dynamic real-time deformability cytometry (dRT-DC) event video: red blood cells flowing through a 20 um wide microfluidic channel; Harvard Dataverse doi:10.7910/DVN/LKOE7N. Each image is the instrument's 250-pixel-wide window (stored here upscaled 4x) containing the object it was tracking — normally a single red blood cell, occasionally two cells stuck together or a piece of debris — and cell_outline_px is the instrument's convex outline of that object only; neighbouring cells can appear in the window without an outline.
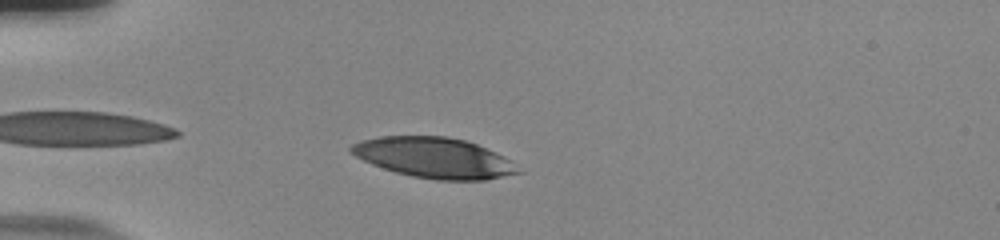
{"species": "human", "species_latin": "Homo sapiens", "temperature_condition": "room temperature", "stored_images_in_passage": 39, "camera_frame_rate_fps": 3000, "um_per_image_px": 0.085, "donor": {"sex": "male"}, "frame": {"image": 1, "passage_image": 3, "time_ms": 0.667, "image_size_px": [1000, 240], "cell_outline_px": [[524, 172], [484, 180], [436, 180], [412, 176], [396, 172], [372, 164], [348, 152], [348, 148], [352, 144], [360, 140], [380, 136], [448, 136], [464, 140], [476, 144], [508, 160]], "centroid_in_image_um": [36.84, 13.41], "position_along_channel_um": 48.2, "area_um2": 39.02}}
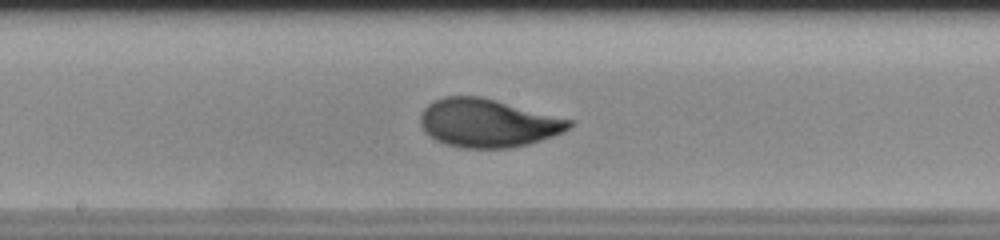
{"frame": {"image": 2, "passage_image": 18, "time_ms": 5.667, "image_size_px": [1000, 240], "cell_outline_px": [[572, 124], [564, 132], [528, 144], [508, 148], [464, 148], [444, 144], [428, 136], [424, 132], [420, 124], [420, 116], [424, 108], [428, 104], [444, 96], [480, 96], [496, 100], [572, 120]], "centroid_in_image_um": [41.41, 10.46], "position_along_channel_um": 206.8, "area_um2": 41.73}}
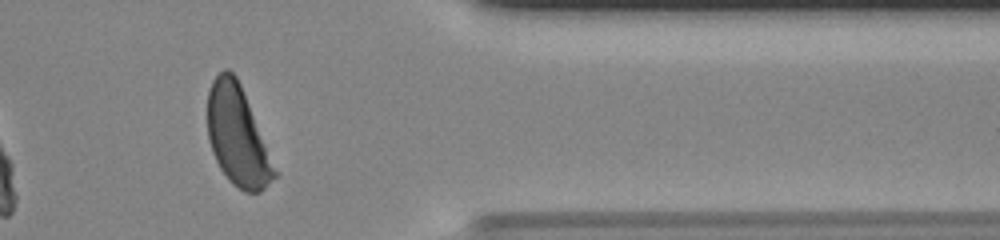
{"frame": {"image": 3, "passage_image": 34, "time_ms": 11.0, "image_size_px": [1000, 240], "cell_outline_px": [[280, 176], [260, 192], [244, 192], [232, 184], [220, 168], [212, 152], [208, 140], [208, 88], [212, 80], [224, 68], [228, 68], [236, 76], [240, 84]], "centroid_in_image_um": [20.2, 11.59], "position_along_channel_um": 391.2, "area_um2": 38.96}, "authors_computed_cell_mechanics": {"area_um2": 41.2692, "velocity_mm_per_s": 3.7013, "shape_relaxation_time_tau1_ms": 2.8039, "shape_relaxation_time_tau2_ms": null, "deformation_change_tau1": 0.1762, "deformation_change_tau2": null}}